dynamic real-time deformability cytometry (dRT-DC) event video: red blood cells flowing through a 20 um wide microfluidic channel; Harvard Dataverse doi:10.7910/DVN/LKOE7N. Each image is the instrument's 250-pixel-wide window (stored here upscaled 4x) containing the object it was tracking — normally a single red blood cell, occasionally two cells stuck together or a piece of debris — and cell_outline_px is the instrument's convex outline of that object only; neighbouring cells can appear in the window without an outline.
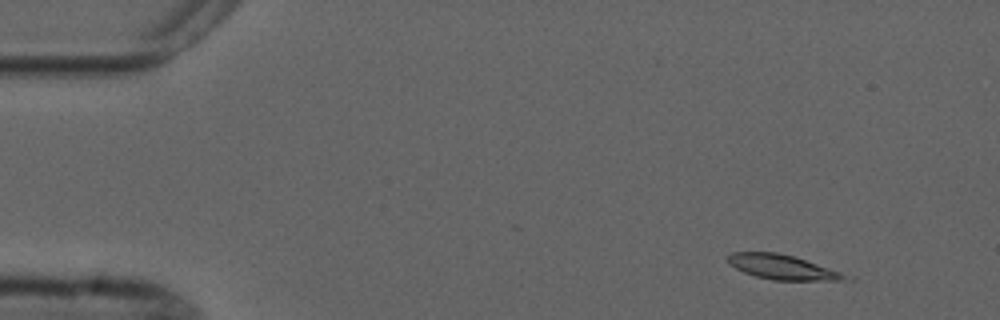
{"species": "common noctule bat (a hibernating species)", "species_latin": "Nyctalus noctula", "temperature_condition": "cold", "stored_images_in_passage": 3, "camera_frame_rate_fps": 3000, "um_per_image_px": 0.085, "animal": {"sex": "male", "forearm_length_mm": 52.5}, "frame": {"image": 1, "passage_image": 1, "time_ms": 0.0, "image_size_px": [1000, 320], "cell_outline_px": [[856, 280], [772, 280], [756, 276], [744, 272], [728, 264], [728, 256], [732, 252], [776, 252], [792, 256], [856, 276]], "centroid_in_image_um": [66.6, 22.72], "position_along_channel_um": 18.4, "area_um2": 16.99}}